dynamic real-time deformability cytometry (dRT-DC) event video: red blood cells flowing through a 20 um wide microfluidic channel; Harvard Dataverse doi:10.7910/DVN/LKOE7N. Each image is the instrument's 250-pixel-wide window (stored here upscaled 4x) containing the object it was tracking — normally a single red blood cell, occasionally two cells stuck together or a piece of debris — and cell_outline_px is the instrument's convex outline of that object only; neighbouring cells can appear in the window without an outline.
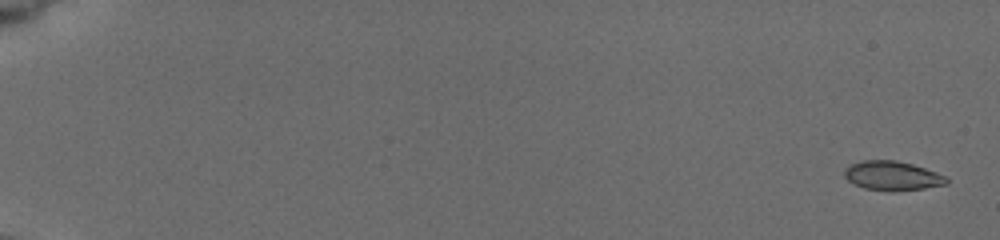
{"species": "common noctule bat (a hibernating species)", "species_latin": "Nyctalus noctula", "temperature_condition": "cold", "stored_images_in_passage": 7, "camera_frame_rate_fps": 3000, "um_per_image_px": 0.085, "animal": {"sex": "female", "body_mass_g": 19.5, "forearm_length_mm": 54.1}, "frame": {"image": 1, "passage_image": 1, "time_ms": 0.0, "image_size_px": [1000, 240], "cell_outline_px": [[948, 184], [924, 188], [892, 192], [864, 188], [848, 180], [844, 176], [844, 168], [848, 164], [860, 160], [896, 160], [912, 164], [948, 176]], "centroid_in_image_um": [75.84, 14.93], "position_along_channel_um": 9.2, "area_um2": 17.63}}
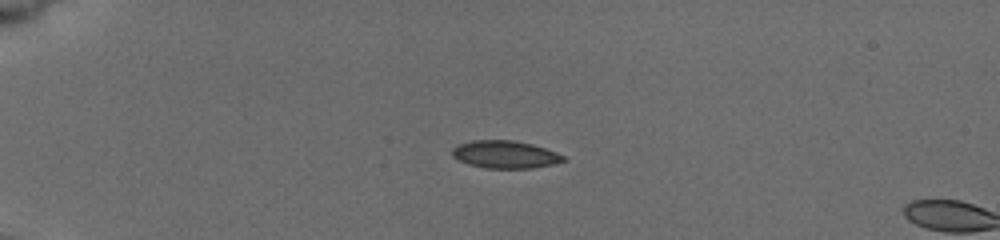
{"frame": {"image": 2, "passage_image": 6, "time_ms": 4.667, "image_size_px": [1000, 240], "cell_outline_px": [[568, 160], [552, 164], [532, 168], [488, 168], [468, 164], [452, 156], [452, 148], [460, 144], [472, 140], [512, 140], [532, 144], [556, 152], [564, 156]], "centroid_in_image_um": [42.94, 13.13], "position_along_channel_um": 42.1, "area_um2": 17.74}}